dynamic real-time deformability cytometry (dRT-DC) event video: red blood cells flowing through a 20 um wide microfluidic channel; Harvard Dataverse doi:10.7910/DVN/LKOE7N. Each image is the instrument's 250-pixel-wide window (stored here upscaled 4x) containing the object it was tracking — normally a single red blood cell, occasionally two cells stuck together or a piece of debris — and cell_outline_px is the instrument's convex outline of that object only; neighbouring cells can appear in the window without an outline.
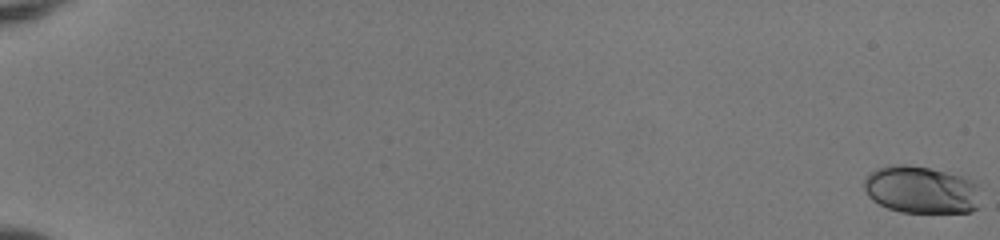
{"species": "human", "species_latin": "Homo sapiens", "temperature_condition": "room temperature", "stored_images_in_passage": 55, "camera_frame_rate_fps": 3000, "um_per_image_px": 0.085, "donor": {"sex": "female"}, "frame": {"image": 1, "passage_image": 1, "time_ms": 0.0, "image_size_px": [1000, 240], "cell_outline_px": [[980, 184], [976, 208], [972, 212], [900, 212], [888, 208], [872, 200], [868, 196], [864, 188], [864, 176], [868, 172], [876, 168], [892, 164], [904, 164], [928, 168], [960, 176]], "centroid_in_image_um": [78.25, 16.12], "position_along_channel_um": 6.7, "area_um2": 32.25}}
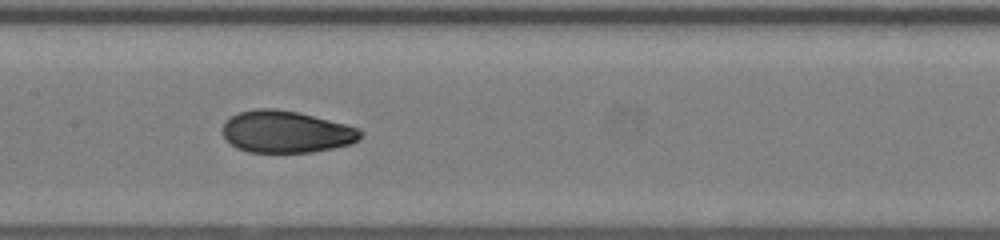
{"frame": {"image": 2, "passage_image": 31, "time_ms": 10.0, "image_size_px": [1000, 240], "cell_outline_px": [[364, 136], [352, 144], [312, 152], [248, 152], [236, 148], [224, 136], [224, 124], [232, 116], [240, 112], [256, 108], [276, 108], [296, 112], [360, 128], [364, 132]], "centroid_in_image_um": [24.37, 11.21], "position_along_channel_um": 183.0, "area_um2": 33.52}}
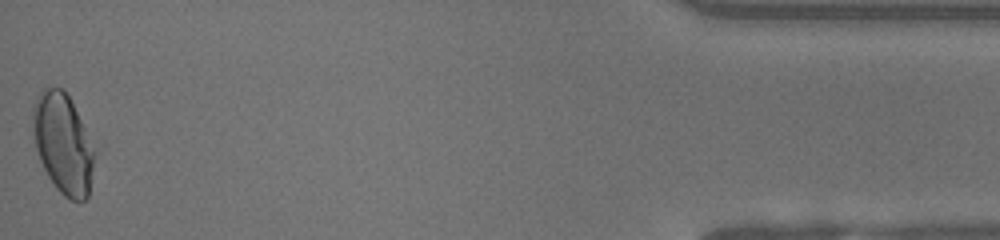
{"frame": {"image": 3, "passage_image": 55, "time_ms": 18.0, "image_size_px": [1000, 240], "cell_outline_px": [[92, 168], [88, 196], [84, 200], [72, 200], [64, 196], [56, 188], [48, 176], [40, 160], [36, 148], [32, 132], [32, 108], [36, 96], [44, 88], [64, 88], [84, 128], [92, 152]], "centroid_in_image_um": [5.28, 12.18], "position_along_channel_um": 429.9, "area_um2": 34.91}, "authors_computed_cell_mechanics": {"area_um2": 33.524, "velocity_mm_per_s": 4.0157, "shape_relaxation_time_tau1_ms": 6.6323, "shape_relaxation_time_tau2_ms": 0.7692, "deformation_change_tau1": 0.2331, "deformation_change_tau2": 0.0507}}